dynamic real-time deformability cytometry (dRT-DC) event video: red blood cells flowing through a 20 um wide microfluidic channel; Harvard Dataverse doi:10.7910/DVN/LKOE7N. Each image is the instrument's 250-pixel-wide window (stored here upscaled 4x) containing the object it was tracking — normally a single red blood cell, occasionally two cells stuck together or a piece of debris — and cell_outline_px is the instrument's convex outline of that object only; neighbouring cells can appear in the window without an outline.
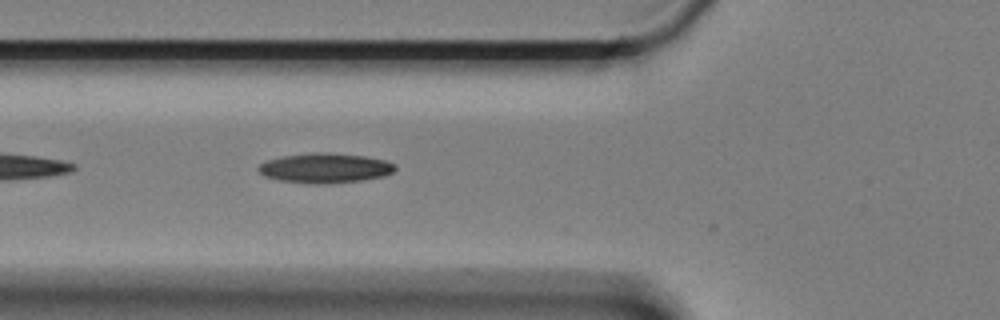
{"species": "Egyptian fruit bat (a non-hibernating species)", "species_latin": "Rousettus aegyptiacus", "temperature_condition": "cold", "stored_images_in_passage": 17, "camera_frame_rate_fps": 3000, "um_per_image_px": 0.085, "animal": {"sex": "female"}, "frame": {"image": 1, "passage_image": 6, "time_ms": 1.667, "image_size_px": [1000, 320], "cell_outline_px": [[396, 168], [392, 172], [384, 176], [360, 180], [332, 184], [308, 184], [280, 180], [264, 176], [256, 168], [260, 164], [268, 160], [284, 156], [316, 152], [328, 152], [364, 156], [384, 160], [396, 164]], "centroid_in_image_um": [27.63, 14.29], "position_along_channel_um": 98.2, "area_um2": 23.76}}
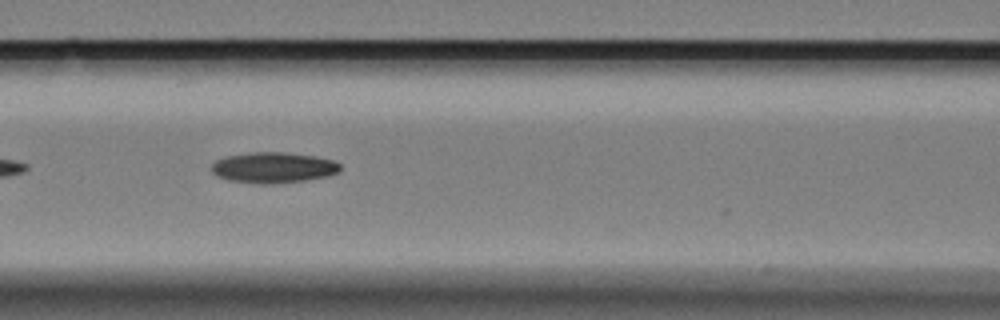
{"frame": {"image": 2, "passage_image": 10, "time_ms": 3.0, "image_size_px": [1000, 320], "cell_outline_px": [[340, 172], [328, 176], [304, 180], [272, 184], [260, 184], [228, 180], [216, 176], [212, 172], [212, 164], [216, 160], [224, 156], [248, 152], [284, 152], [316, 156], [332, 160], [340, 164]], "centroid_in_image_um": [23.21, 14.24], "position_along_channel_um": 143.4, "area_um2": 23.24}}